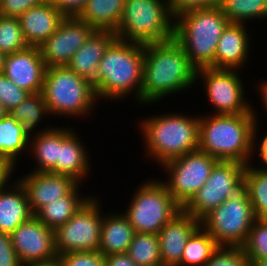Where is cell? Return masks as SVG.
Listing matches in <instances>:
<instances>
[{"mask_svg":"<svg viewBox=\"0 0 267 266\" xmlns=\"http://www.w3.org/2000/svg\"><path fill=\"white\" fill-rule=\"evenodd\" d=\"M196 70L174 38L144 45L140 105L148 107L197 87Z\"/></svg>","mask_w":267,"mask_h":266,"instance_id":"cell-1","label":"cell"},{"mask_svg":"<svg viewBox=\"0 0 267 266\" xmlns=\"http://www.w3.org/2000/svg\"><path fill=\"white\" fill-rule=\"evenodd\" d=\"M160 114V115H159ZM149 115L139 120L144 154L160 167L167 161L198 150L200 114L177 112Z\"/></svg>","mask_w":267,"mask_h":266,"instance_id":"cell-2","label":"cell"},{"mask_svg":"<svg viewBox=\"0 0 267 266\" xmlns=\"http://www.w3.org/2000/svg\"><path fill=\"white\" fill-rule=\"evenodd\" d=\"M254 107L242 114H200L198 149L218 161L249 164L253 131L259 120Z\"/></svg>","mask_w":267,"mask_h":266,"instance_id":"cell-3","label":"cell"},{"mask_svg":"<svg viewBox=\"0 0 267 266\" xmlns=\"http://www.w3.org/2000/svg\"><path fill=\"white\" fill-rule=\"evenodd\" d=\"M144 45L116 38L99 63L103 82L97 99L112 103L132 96L138 106L143 83ZM129 96V97H128Z\"/></svg>","mask_w":267,"mask_h":266,"instance_id":"cell-4","label":"cell"},{"mask_svg":"<svg viewBox=\"0 0 267 266\" xmlns=\"http://www.w3.org/2000/svg\"><path fill=\"white\" fill-rule=\"evenodd\" d=\"M230 24L220 7L192 10L175 18L174 39L196 68H214L218 41Z\"/></svg>","mask_w":267,"mask_h":266,"instance_id":"cell-5","label":"cell"},{"mask_svg":"<svg viewBox=\"0 0 267 266\" xmlns=\"http://www.w3.org/2000/svg\"><path fill=\"white\" fill-rule=\"evenodd\" d=\"M51 116L70 119H85L98 107L96 93L67 66L48 67L41 91ZM94 109V110H93Z\"/></svg>","mask_w":267,"mask_h":266,"instance_id":"cell-6","label":"cell"},{"mask_svg":"<svg viewBox=\"0 0 267 266\" xmlns=\"http://www.w3.org/2000/svg\"><path fill=\"white\" fill-rule=\"evenodd\" d=\"M175 19L166 0H126L116 37L146 45L174 38Z\"/></svg>","mask_w":267,"mask_h":266,"instance_id":"cell-7","label":"cell"},{"mask_svg":"<svg viewBox=\"0 0 267 266\" xmlns=\"http://www.w3.org/2000/svg\"><path fill=\"white\" fill-rule=\"evenodd\" d=\"M161 179L149 177L138 185L123 212L136 233L158 234L182 209Z\"/></svg>","mask_w":267,"mask_h":266,"instance_id":"cell-8","label":"cell"},{"mask_svg":"<svg viewBox=\"0 0 267 266\" xmlns=\"http://www.w3.org/2000/svg\"><path fill=\"white\" fill-rule=\"evenodd\" d=\"M256 219L248 193L242 188L206 214L200 225L220 247H242Z\"/></svg>","mask_w":267,"mask_h":266,"instance_id":"cell-9","label":"cell"},{"mask_svg":"<svg viewBox=\"0 0 267 266\" xmlns=\"http://www.w3.org/2000/svg\"><path fill=\"white\" fill-rule=\"evenodd\" d=\"M241 73L235 69L212 67L196 70V85L203 88V94L212 106L210 114H242L253 108L252 102L245 96L246 86Z\"/></svg>","mask_w":267,"mask_h":266,"instance_id":"cell-10","label":"cell"},{"mask_svg":"<svg viewBox=\"0 0 267 266\" xmlns=\"http://www.w3.org/2000/svg\"><path fill=\"white\" fill-rule=\"evenodd\" d=\"M100 202L98 196L91 195L64 225L54 231L57 255L98 251L104 214Z\"/></svg>","mask_w":267,"mask_h":266,"instance_id":"cell-11","label":"cell"},{"mask_svg":"<svg viewBox=\"0 0 267 266\" xmlns=\"http://www.w3.org/2000/svg\"><path fill=\"white\" fill-rule=\"evenodd\" d=\"M245 167V164L239 162L218 161L206 183L182 209L200 221L206 214L243 188Z\"/></svg>","mask_w":267,"mask_h":266,"instance_id":"cell-12","label":"cell"},{"mask_svg":"<svg viewBox=\"0 0 267 266\" xmlns=\"http://www.w3.org/2000/svg\"><path fill=\"white\" fill-rule=\"evenodd\" d=\"M218 160L199 149L174 158L161 167L168 192L183 207L206 183Z\"/></svg>","mask_w":267,"mask_h":266,"instance_id":"cell-13","label":"cell"},{"mask_svg":"<svg viewBox=\"0 0 267 266\" xmlns=\"http://www.w3.org/2000/svg\"><path fill=\"white\" fill-rule=\"evenodd\" d=\"M94 29L78 17H65L40 46L46 67L66 66Z\"/></svg>","mask_w":267,"mask_h":266,"instance_id":"cell-14","label":"cell"},{"mask_svg":"<svg viewBox=\"0 0 267 266\" xmlns=\"http://www.w3.org/2000/svg\"><path fill=\"white\" fill-rule=\"evenodd\" d=\"M10 236L14 250L23 265L58 257L54 230L47 227L35 215L20 224Z\"/></svg>","mask_w":267,"mask_h":266,"instance_id":"cell-15","label":"cell"},{"mask_svg":"<svg viewBox=\"0 0 267 266\" xmlns=\"http://www.w3.org/2000/svg\"><path fill=\"white\" fill-rule=\"evenodd\" d=\"M116 38L114 31L94 30L66 65L77 75L82 76L85 84L95 93L103 86L99 63L106 49Z\"/></svg>","mask_w":267,"mask_h":266,"instance_id":"cell-16","label":"cell"},{"mask_svg":"<svg viewBox=\"0 0 267 266\" xmlns=\"http://www.w3.org/2000/svg\"><path fill=\"white\" fill-rule=\"evenodd\" d=\"M16 178L26 191L33 214L49 202L68 195L79 184L71 176L51 172L27 171Z\"/></svg>","mask_w":267,"mask_h":266,"instance_id":"cell-17","label":"cell"},{"mask_svg":"<svg viewBox=\"0 0 267 266\" xmlns=\"http://www.w3.org/2000/svg\"><path fill=\"white\" fill-rule=\"evenodd\" d=\"M46 69L40 48L28 46L21 51L6 54L3 73L30 94L42 91Z\"/></svg>","mask_w":267,"mask_h":266,"instance_id":"cell-18","label":"cell"},{"mask_svg":"<svg viewBox=\"0 0 267 266\" xmlns=\"http://www.w3.org/2000/svg\"><path fill=\"white\" fill-rule=\"evenodd\" d=\"M71 125L59 126V154L57 165L51 173L65 174L71 176L77 182L89 179V172L92 170L89 149L79 136L78 130ZM87 178V179H86Z\"/></svg>","mask_w":267,"mask_h":266,"instance_id":"cell-19","label":"cell"},{"mask_svg":"<svg viewBox=\"0 0 267 266\" xmlns=\"http://www.w3.org/2000/svg\"><path fill=\"white\" fill-rule=\"evenodd\" d=\"M249 27L237 23H230L226 27L217 44L214 68L242 70L246 67L244 65L248 64L253 40Z\"/></svg>","mask_w":267,"mask_h":266,"instance_id":"cell-20","label":"cell"},{"mask_svg":"<svg viewBox=\"0 0 267 266\" xmlns=\"http://www.w3.org/2000/svg\"><path fill=\"white\" fill-rule=\"evenodd\" d=\"M200 221L181 209L158 233L162 266H177L185 245Z\"/></svg>","mask_w":267,"mask_h":266,"instance_id":"cell-21","label":"cell"},{"mask_svg":"<svg viewBox=\"0 0 267 266\" xmlns=\"http://www.w3.org/2000/svg\"><path fill=\"white\" fill-rule=\"evenodd\" d=\"M64 18L49 0L29 8L18 17L25 41L29 46L36 47L58 29Z\"/></svg>","mask_w":267,"mask_h":266,"instance_id":"cell-22","label":"cell"},{"mask_svg":"<svg viewBox=\"0 0 267 266\" xmlns=\"http://www.w3.org/2000/svg\"><path fill=\"white\" fill-rule=\"evenodd\" d=\"M33 215L26 191L17 178L0 190V232L11 234Z\"/></svg>","mask_w":267,"mask_h":266,"instance_id":"cell-23","label":"cell"},{"mask_svg":"<svg viewBox=\"0 0 267 266\" xmlns=\"http://www.w3.org/2000/svg\"><path fill=\"white\" fill-rule=\"evenodd\" d=\"M105 212L103 214L101 239L98 252L103 256L127 253L129 245L136 234L127 216L122 213ZM107 213V214H106Z\"/></svg>","mask_w":267,"mask_h":266,"instance_id":"cell-24","label":"cell"},{"mask_svg":"<svg viewBox=\"0 0 267 266\" xmlns=\"http://www.w3.org/2000/svg\"><path fill=\"white\" fill-rule=\"evenodd\" d=\"M82 186L84 185L79 183L68 195L54 202H49L34 215L47 227L55 231L59 226L64 225L91 197L87 193L88 196L82 195L83 192L80 190Z\"/></svg>","mask_w":267,"mask_h":266,"instance_id":"cell-25","label":"cell"},{"mask_svg":"<svg viewBox=\"0 0 267 266\" xmlns=\"http://www.w3.org/2000/svg\"><path fill=\"white\" fill-rule=\"evenodd\" d=\"M126 0H88L78 18L94 30L116 32Z\"/></svg>","mask_w":267,"mask_h":266,"instance_id":"cell-26","label":"cell"},{"mask_svg":"<svg viewBox=\"0 0 267 266\" xmlns=\"http://www.w3.org/2000/svg\"><path fill=\"white\" fill-rule=\"evenodd\" d=\"M29 141L30 135L25 127L10 113L0 119V156L17 167L21 163L20 158L29 154Z\"/></svg>","mask_w":267,"mask_h":266,"instance_id":"cell-27","label":"cell"},{"mask_svg":"<svg viewBox=\"0 0 267 266\" xmlns=\"http://www.w3.org/2000/svg\"><path fill=\"white\" fill-rule=\"evenodd\" d=\"M29 157L34 158L30 171L50 172L56 165L59 154V126L30 136ZM32 154V155H31Z\"/></svg>","mask_w":267,"mask_h":266,"instance_id":"cell-28","label":"cell"},{"mask_svg":"<svg viewBox=\"0 0 267 266\" xmlns=\"http://www.w3.org/2000/svg\"><path fill=\"white\" fill-rule=\"evenodd\" d=\"M9 113L25 127V130L30 136L47 131L53 128L52 126H55H45L44 128L39 127L42 125V120L44 122V118H47V116L52 118L41 92L28 94L24 101Z\"/></svg>","mask_w":267,"mask_h":266,"instance_id":"cell-29","label":"cell"},{"mask_svg":"<svg viewBox=\"0 0 267 266\" xmlns=\"http://www.w3.org/2000/svg\"><path fill=\"white\" fill-rule=\"evenodd\" d=\"M214 238L200 225L188 239L177 266H204L219 249Z\"/></svg>","mask_w":267,"mask_h":266,"instance_id":"cell-30","label":"cell"},{"mask_svg":"<svg viewBox=\"0 0 267 266\" xmlns=\"http://www.w3.org/2000/svg\"><path fill=\"white\" fill-rule=\"evenodd\" d=\"M243 188L248 193L256 217L267 219V168L247 164Z\"/></svg>","mask_w":267,"mask_h":266,"instance_id":"cell-31","label":"cell"},{"mask_svg":"<svg viewBox=\"0 0 267 266\" xmlns=\"http://www.w3.org/2000/svg\"><path fill=\"white\" fill-rule=\"evenodd\" d=\"M220 8L230 23L267 20V0H221Z\"/></svg>","mask_w":267,"mask_h":266,"instance_id":"cell-32","label":"cell"},{"mask_svg":"<svg viewBox=\"0 0 267 266\" xmlns=\"http://www.w3.org/2000/svg\"><path fill=\"white\" fill-rule=\"evenodd\" d=\"M127 254L138 266H162L158 234L136 233Z\"/></svg>","mask_w":267,"mask_h":266,"instance_id":"cell-33","label":"cell"},{"mask_svg":"<svg viewBox=\"0 0 267 266\" xmlns=\"http://www.w3.org/2000/svg\"><path fill=\"white\" fill-rule=\"evenodd\" d=\"M28 46L19 19L0 15V51L11 54L26 49Z\"/></svg>","mask_w":267,"mask_h":266,"instance_id":"cell-34","label":"cell"},{"mask_svg":"<svg viewBox=\"0 0 267 266\" xmlns=\"http://www.w3.org/2000/svg\"><path fill=\"white\" fill-rule=\"evenodd\" d=\"M250 265L267 258V219H256L244 245L242 246Z\"/></svg>","mask_w":267,"mask_h":266,"instance_id":"cell-35","label":"cell"},{"mask_svg":"<svg viewBox=\"0 0 267 266\" xmlns=\"http://www.w3.org/2000/svg\"><path fill=\"white\" fill-rule=\"evenodd\" d=\"M204 266H250L242 247H219Z\"/></svg>","mask_w":267,"mask_h":266,"instance_id":"cell-36","label":"cell"},{"mask_svg":"<svg viewBox=\"0 0 267 266\" xmlns=\"http://www.w3.org/2000/svg\"><path fill=\"white\" fill-rule=\"evenodd\" d=\"M28 92L15 85L4 73H0V102L8 112L24 101Z\"/></svg>","mask_w":267,"mask_h":266,"instance_id":"cell-37","label":"cell"},{"mask_svg":"<svg viewBox=\"0 0 267 266\" xmlns=\"http://www.w3.org/2000/svg\"><path fill=\"white\" fill-rule=\"evenodd\" d=\"M60 266H105L104 256L98 251H79L58 255Z\"/></svg>","mask_w":267,"mask_h":266,"instance_id":"cell-38","label":"cell"},{"mask_svg":"<svg viewBox=\"0 0 267 266\" xmlns=\"http://www.w3.org/2000/svg\"><path fill=\"white\" fill-rule=\"evenodd\" d=\"M173 18L192 10L220 7L221 0H166Z\"/></svg>","mask_w":267,"mask_h":266,"instance_id":"cell-39","label":"cell"},{"mask_svg":"<svg viewBox=\"0 0 267 266\" xmlns=\"http://www.w3.org/2000/svg\"><path fill=\"white\" fill-rule=\"evenodd\" d=\"M45 0H2L0 15L18 18L26 10L42 4Z\"/></svg>","mask_w":267,"mask_h":266,"instance_id":"cell-40","label":"cell"},{"mask_svg":"<svg viewBox=\"0 0 267 266\" xmlns=\"http://www.w3.org/2000/svg\"><path fill=\"white\" fill-rule=\"evenodd\" d=\"M0 266H23L6 232H0Z\"/></svg>","mask_w":267,"mask_h":266,"instance_id":"cell-41","label":"cell"},{"mask_svg":"<svg viewBox=\"0 0 267 266\" xmlns=\"http://www.w3.org/2000/svg\"><path fill=\"white\" fill-rule=\"evenodd\" d=\"M259 121L256 122L255 127H254V131H253V143H252V157L250 159L249 164H254V157L255 155H258V157L255 159V161L258 159V161L256 162H260L258 164H254L255 166L258 167H264L267 168V131H264L265 134L261 137L258 129V125L260 123H258ZM260 137H259V136ZM259 137V138H258ZM255 153V155H254ZM253 160V162H252ZM261 164V165H260Z\"/></svg>","mask_w":267,"mask_h":266,"instance_id":"cell-42","label":"cell"},{"mask_svg":"<svg viewBox=\"0 0 267 266\" xmlns=\"http://www.w3.org/2000/svg\"><path fill=\"white\" fill-rule=\"evenodd\" d=\"M64 17H78L88 0H49Z\"/></svg>","mask_w":267,"mask_h":266,"instance_id":"cell-43","label":"cell"},{"mask_svg":"<svg viewBox=\"0 0 267 266\" xmlns=\"http://www.w3.org/2000/svg\"><path fill=\"white\" fill-rule=\"evenodd\" d=\"M16 168L11 161L4 156H0V190L7 187L13 181L12 179H15L14 171H17Z\"/></svg>","mask_w":267,"mask_h":266,"instance_id":"cell-44","label":"cell"},{"mask_svg":"<svg viewBox=\"0 0 267 266\" xmlns=\"http://www.w3.org/2000/svg\"><path fill=\"white\" fill-rule=\"evenodd\" d=\"M105 266H138L127 253L104 256Z\"/></svg>","mask_w":267,"mask_h":266,"instance_id":"cell-45","label":"cell"},{"mask_svg":"<svg viewBox=\"0 0 267 266\" xmlns=\"http://www.w3.org/2000/svg\"><path fill=\"white\" fill-rule=\"evenodd\" d=\"M264 79V80H263ZM263 79H260V82H256V94L257 95H260L258 96V100H260V102L262 103L261 107L263 108V110L266 112V115H267V78H263Z\"/></svg>","mask_w":267,"mask_h":266,"instance_id":"cell-46","label":"cell"},{"mask_svg":"<svg viewBox=\"0 0 267 266\" xmlns=\"http://www.w3.org/2000/svg\"><path fill=\"white\" fill-rule=\"evenodd\" d=\"M23 266H60V263L58 257H56L48 261L27 263L24 264Z\"/></svg>","mask_w":267,"mask_h":266,"instance_id":"cell-47","label":"cell"},{"mask_svg":"<svg viewBox=\"0 0 267 266\" xmlns=\"http://www.w3.org/2000/svg\"><path fill=\"white\" fill-rule=\"evenodd\" d=\"M250 266H267V258L255 260Z\"/></svg>","mask_w":267,"mask_h":266,"instance_id":"cell-48","label":"cell"},{"mask_svg":"<svg viewBox=\"0 0 267 266\" xmlns=\"http://www.w3.org/2000/svg\"><path fill=\"white\" fill-rule=\"evenodd\" d=\"M6 54L0 51V73L4 71V63H5Z\"/></svg>","mask_w":267,"mask_h":266,"instance_id":"cell-49","label":"cell"},{"mask_svg":"<svg viewBox=\"0 0 267 266\" xmlns=\"http://www.w3.org/2000/svg\"><path fill=\"white\" fill-rule=\"evenodd\" d=\"M9 112L6 109V107L0 102V119H2L3 117H5L6 115H8Z\"/></svg>","mask_w":267,"mask_h":266,"instance_id":"cell-50","label":"cell"}]
</instances>
